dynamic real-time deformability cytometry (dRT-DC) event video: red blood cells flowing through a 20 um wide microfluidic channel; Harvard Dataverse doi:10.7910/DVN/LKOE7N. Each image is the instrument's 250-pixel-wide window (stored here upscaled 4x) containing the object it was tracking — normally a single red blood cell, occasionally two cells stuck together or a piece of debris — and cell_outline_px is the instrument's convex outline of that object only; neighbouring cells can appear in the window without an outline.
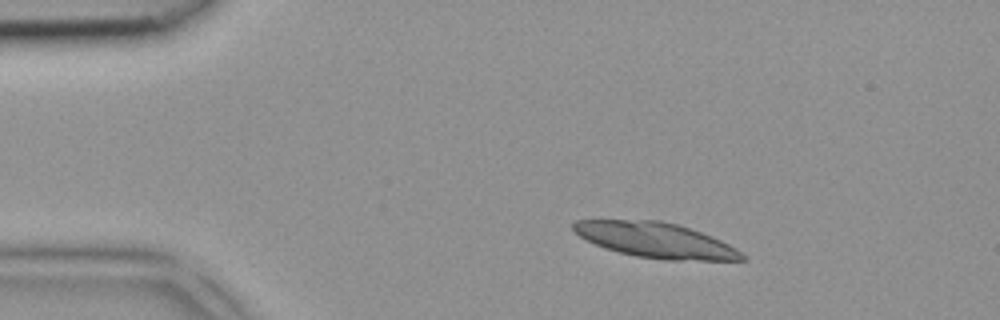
{"species": "common noctule bat (a hibernating species)", "species_latin": "Nyctalus noctula", "temperature_condition": "room temperature", "stored_images_in_passage": 4, "camera_frame_rate_fps": 3000, "um_per_image_px": 0.085, "animal": {"sex": "female", "body_mass_g": 18.4}, "frame": {"image": 1, "passage_image": 1, "time_ms": 0.0, "image_size_px": [1000, 320], "cell_outline_px": [[744, 260], [668, 260], [636, 256], [604, 248], [580, 236], [572, 228], [572, 224], [576, 220], [660, 220], [676, 224], [712, 236], [736, 248], [744, 256]], "centroid_in_image_um": [55.72, 20.41], "position_along_channel_um": 29.3, "area_um2": 34.1}}
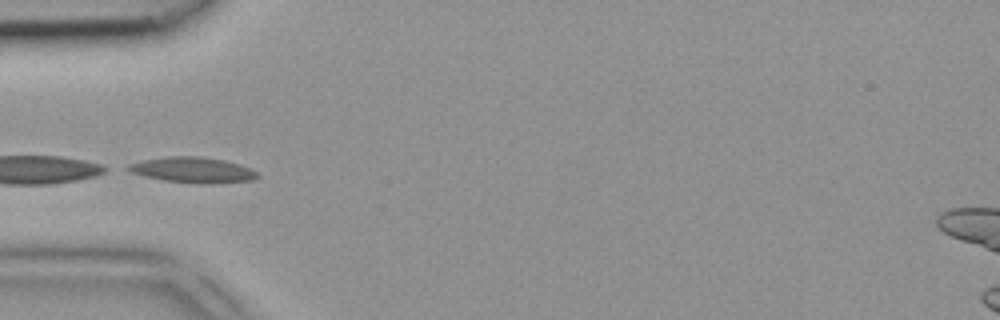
{"frame": {"image": 2, "passage_image": 3, "time_ms": 0.667, "image_size_px": [1000, 320], "cell_outline_px": [[260, 176], [252, 180], [212, 184], [200, 184], [164, 180], [144, 176], [132, 172], [124, 168], [128, 164], [140, 160], [168, 156], [200, 156], [224, 160], [240, 164], [256, 172]], "centroid_in_image_um": [16.36, 14.44], "position_along_channel_um": 68.6, "area_um2": 19.36}}